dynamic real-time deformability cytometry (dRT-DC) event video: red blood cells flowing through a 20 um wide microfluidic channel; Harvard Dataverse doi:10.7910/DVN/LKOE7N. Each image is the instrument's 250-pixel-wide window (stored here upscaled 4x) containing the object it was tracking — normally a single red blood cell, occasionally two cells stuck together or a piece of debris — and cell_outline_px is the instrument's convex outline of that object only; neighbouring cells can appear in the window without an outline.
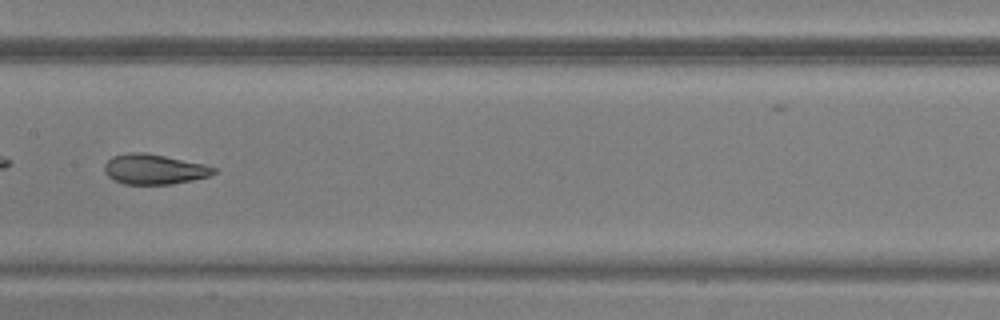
{"species": "common noctule bat (a hibernating species)", "species_latin": "Nyctalus noctula", "temperature_condition": "warm", "stored_images_in_passage": 42, "camera_frame_rate_fps": 3000, "um_per_image_px": 0.085, "animal": {"sex": "male", "body_mass_g": 20.5, "forearm_length_mm": 52.5}, "frame": {"image": 1, "passage_image": 19, "time_ms": 6.0, "image_size_px": [1000, 320], "cell_outline_px": [[216, 172], [208, 176], [192, 180], [172, 184], [124, 184], [112, 180], [104, 172], [104, 164], [112, 156], [132, 152], [144, 152], [204, 164], [216, 168]], "centroid_in_image_um": [13.06, 14.39], "position_along_channel_um": 194.3, "area_um2": 19.13}}